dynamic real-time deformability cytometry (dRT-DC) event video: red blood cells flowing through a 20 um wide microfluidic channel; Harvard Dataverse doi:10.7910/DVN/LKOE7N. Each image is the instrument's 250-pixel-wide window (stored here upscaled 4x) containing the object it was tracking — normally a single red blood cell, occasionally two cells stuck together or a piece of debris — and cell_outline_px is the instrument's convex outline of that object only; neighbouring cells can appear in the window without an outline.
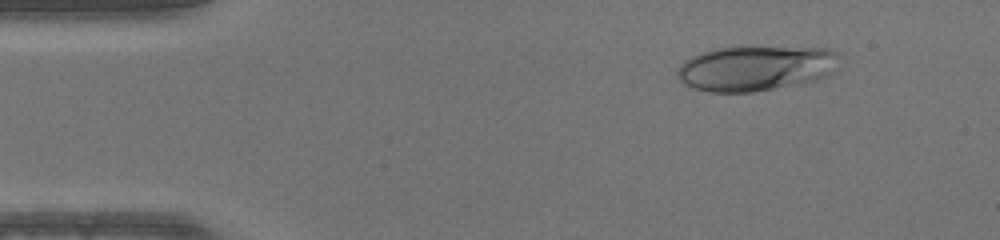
{"species": "human", "species_latin": "Homo sapiens", "temperature_condition": "warm", "stored_images_in_passage": 46, "camera_frame_rate_fps": 3000, "um_per_image_px": 0.085, "donor": {"sex": "male"}, "frame": {"image": 1, "passage_image": 5, "time_ms": 1.333, "image_size_px": [1000, 240], "cell_outline_px": [[840, 56], [832, 72], [828, 76], [816, 80], [800, 84], [752, 92], [708, 92], [692, 88], [684, 84], [676, 76], [676, 68], [684, 60], [692, 56], [716, 48], [740, 44], [748, 44], [832, 48], [840, 52]], "centroid_in_image_um": [64.26, 5.74], "position_along_channel_um": 20.7, "area_um2": 44.45}}
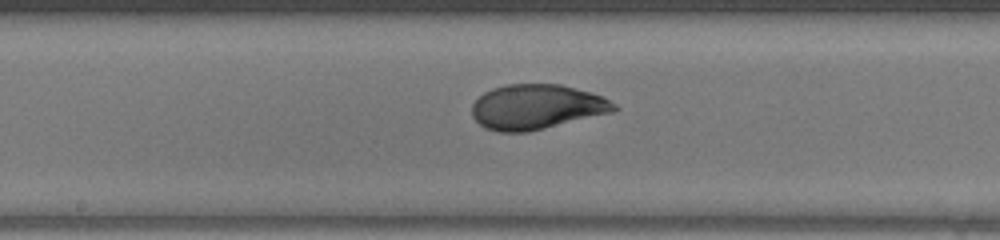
{"frame": {"image": 2, "passage_image": 23, "time_ms": 7.333, "image_size_px": [1000, 240], "cell_outline_px": [[620, 108], [612, 112], [528, 132], [500, 132], [484, 128], [472, 116], [472, 104], [484, 92], [492, 88], [504, 84], [560, 84], [592, 92], [616, 104]], "centroid_in_image_um": [45.59, 9.08], "position_along_channel_um": 202.6, "area_um2": 37.17}}
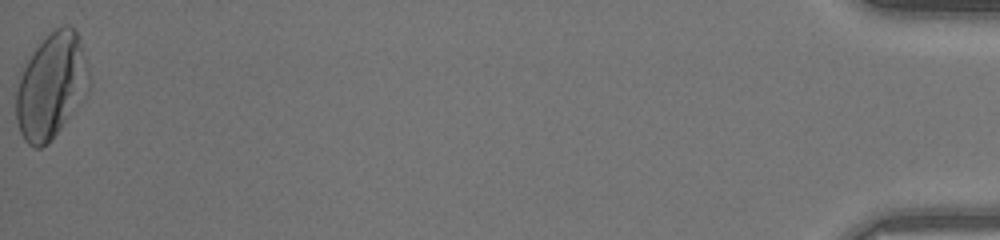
{"frame": {"image": 3, "passage_image": 46, "time_ms": 15.0, "image_size_px": [1000, 240], "cell_outline_px": [[92, 84], [88, 92], [48, 144], [40, 148], [36, 148], [28, 144], [24, 140], [20, 132], [16, 120], [16, 92], [20, 76], [32, 52], [48, 32], [64, 24], [68, 24], [76, 32], [88, 64], [92, 80]], "centroid_in_image_um": [4.38, 7.3], "position_along_channel_um": 430.8, "area_um2": 44.85}}